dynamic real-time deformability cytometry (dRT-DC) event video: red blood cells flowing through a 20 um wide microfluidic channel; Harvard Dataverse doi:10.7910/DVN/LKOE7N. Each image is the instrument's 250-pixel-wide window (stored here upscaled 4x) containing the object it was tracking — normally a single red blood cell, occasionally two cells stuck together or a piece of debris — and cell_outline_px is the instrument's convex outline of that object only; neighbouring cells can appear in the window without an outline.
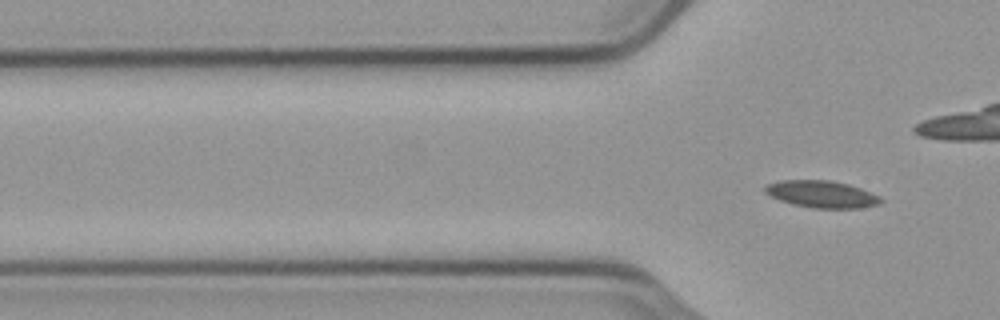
{"species": "common noctule bat (a hibernating species)", "species_latin": "Nyctalus noctula", "temperature_condition": "cold", "stored_images_in_passage": 3, "camera_frame_rate_fps": 3000, "um_per_image_px": 0.085, "animal": {"sex": "male", "body_mass_g": 23.1, "forearm_length_mm": 52.7}, "frame": {"image": 1, "passage_image": 3, "time_ms": 0.667, "image_size_px": [1000, 320], "cell_outline_px": [[884, 200], [880, 204], [860, 208], [812, 208], [792, 204], [780, 200], [764, 192], [764, 184], [780, 180], [828, 180], [848, 184], [860, 188], [880, 196]], "centroid_in_image_um": [69.84, 16.5], "position_along_channel_um": 56.0, "area_um2": 18.32}}